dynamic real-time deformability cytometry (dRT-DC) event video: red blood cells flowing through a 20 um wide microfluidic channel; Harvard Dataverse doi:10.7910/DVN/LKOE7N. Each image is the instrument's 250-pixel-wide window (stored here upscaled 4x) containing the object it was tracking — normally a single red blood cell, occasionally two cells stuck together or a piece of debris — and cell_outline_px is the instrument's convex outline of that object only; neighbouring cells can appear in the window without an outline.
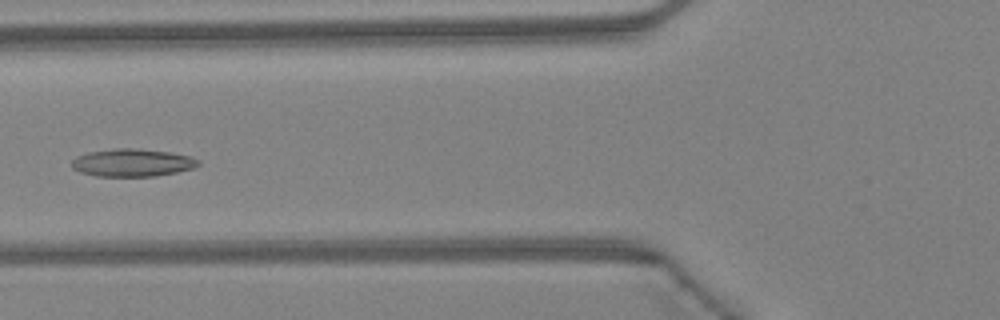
{"species": "Egyptian fruit bat (a non-hibernating species)", "species_latin": "Rousettus aegyptiacus", "temperature_condition": "warm", "stored_images_in_passage": 36, "camera_frame_rate_fps": 3000, "um_per_image_px": 0.085, "animal": {"sex": "female"}, "frame": {"image": 1, "passage_image": 8, "time_ms": 2.333, "image_size_px": [1000, 320], "cell_outline_px": [[200, 164], [196, 168], [156, 176], [96, 176], [80, 172], [72, 168], [72, 160], [76, 156], [88, 152], [112, 148], [136, 148], [168, 152], [192, 156], [200, 160]], "centroid_in_image_um": [11.27, 13.82], "position_along_channel_um": 114.5, "area_um2": 20.63}}
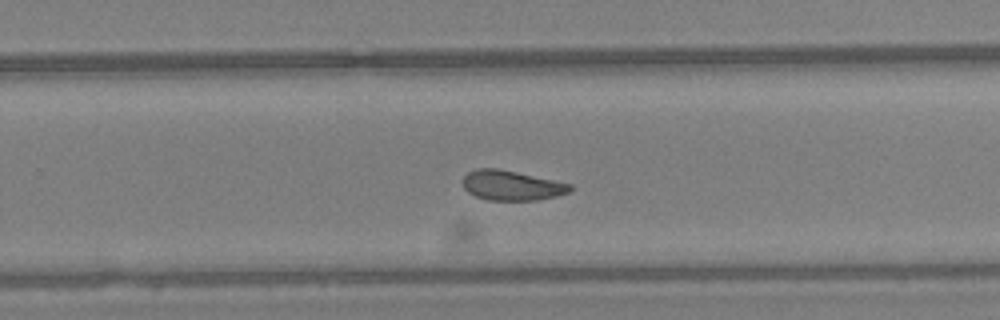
{"frame": {"image": 2, "passage_image": 20, "time_ms": 6.333, "image_size_px": [1000, 320], "cell_outline_px": [[572, 188], [568, 192], [556, 196], [536, 200], [488, 200], [476, 196], [468, 192], [464, 188], [464, 176], [468, 172], [476, 168], [496, 168], [516, 172], [572, 184]], "centroid_in_image_um": [43.47, 15.76], "position_along_channel_um": 286.3, "area_um2": 18.44}}
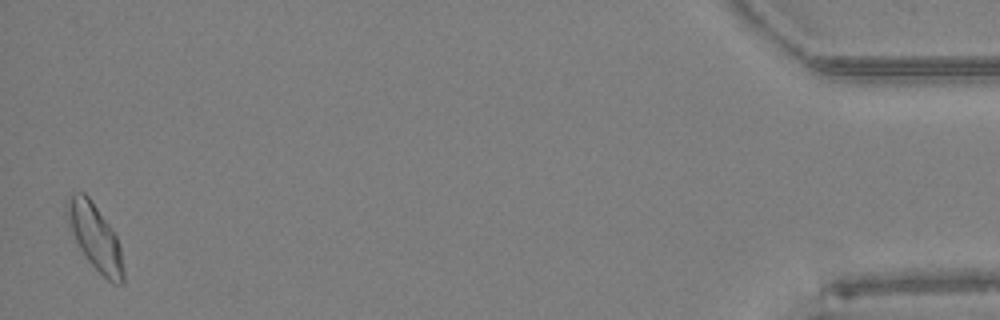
{"frame": {"image": 3, "passage_image": 36, "time_ms": 11.667, "image_size_px": [1000, 320], "cell_outline_px": [[124, 284], [112, 284], [88, 260], [80, 248], [68, 224], [64, 204], [68, 196], [72, 192], [84, 192], [88, 196], [112, 228], [116, 236], [120, 248], [124, 272]], "centroid_in_image_um": [8.07, 20.12], "position_along_channel_um": 427.1, "area_um2": 21.5}, "authors_computed_cell_mechanics": {"area_um2": 19.3341, "velocity_mm_per_s": 4.3028, "shape_relaxation_time_tau1_ms": null, "shape_relaxation_time_tau2_ms": 8.5496, "deformation_change_tau1": null, "deformation_change_tau2": 0.1538}}